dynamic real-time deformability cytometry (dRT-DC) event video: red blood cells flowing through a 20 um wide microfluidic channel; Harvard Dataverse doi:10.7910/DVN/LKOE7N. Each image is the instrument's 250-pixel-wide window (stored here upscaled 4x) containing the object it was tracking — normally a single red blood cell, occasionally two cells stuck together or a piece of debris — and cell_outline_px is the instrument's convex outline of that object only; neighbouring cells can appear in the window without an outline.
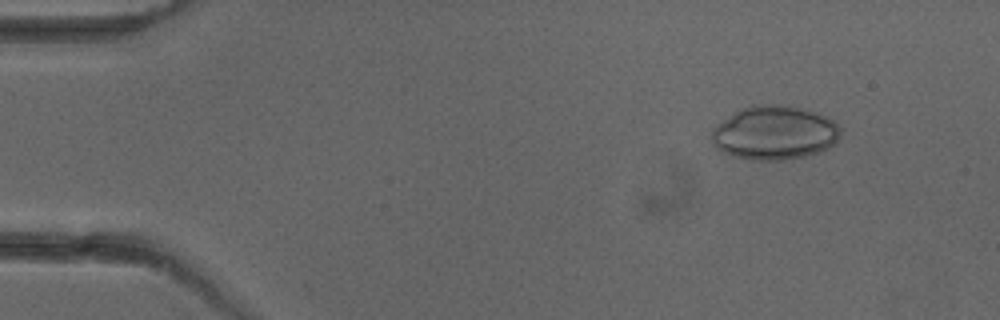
{"species": "common noctule bat (a hibernating species)", "species_latin": "Nyctalus noctula", "temperature_condition": "cold", "stored_images_in_passage": 5, "camera_frame_rate_fps": 3000, "um_per_image_px": 0.085, "animal": {"sex": "female"}, "frame": {"image": 1, "passage_image": 2, "time_ms": 1.333, "image_size_px": [1000, 320], "cell_outline_px": [[844, 128], [840, 136], [828, 148], [820, 152], [804, 156], [784, 160], [752, 160], [720, 152], [716, 148], [712, 140], [712, 128], [716, 124], [736, 112], [752, 104], [792, 104], [828, 116]], "centroid_in_image_um": [65.88, 11.27], "position_along_channel_um": 19.1, "area_um2": 41.04}}
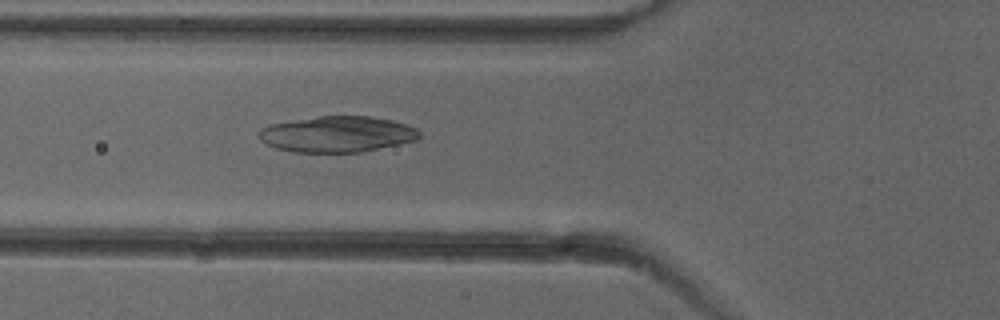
{"frame": {"image": 2, "passage_image": 5, "time_ms": 5.667, "image_size_px": [1000, 320], "cell_outline_px": [[420, 136], [416, 140], [400, 144], [360, 152], [292, 152], [276, 148], [264, 144], [260, 140], [260, 128], [272, 124], [320, 116], [368, 116], [392, 120], [416, 128], [420, 132]], "centroid_in_image_um": [28.66, 11.41], "position_along_channel_um": 97.1, "area_um2": 33.47}}